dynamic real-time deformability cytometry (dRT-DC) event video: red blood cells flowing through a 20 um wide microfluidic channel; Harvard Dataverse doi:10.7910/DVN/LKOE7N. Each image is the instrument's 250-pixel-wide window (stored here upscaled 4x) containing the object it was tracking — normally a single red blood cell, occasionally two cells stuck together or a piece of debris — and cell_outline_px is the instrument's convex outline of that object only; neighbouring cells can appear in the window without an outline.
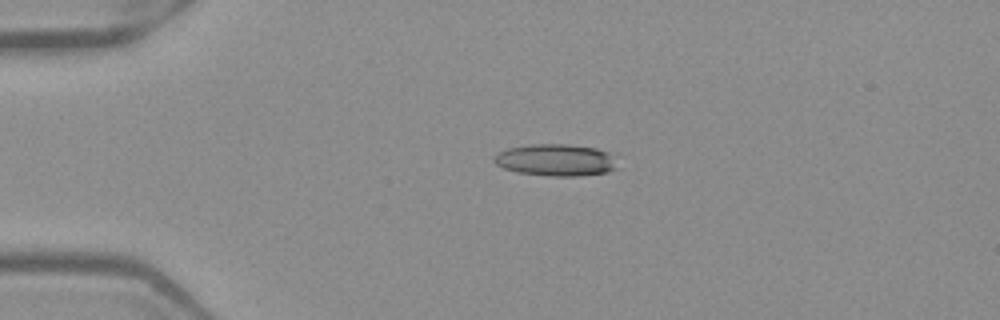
{"species": "Egyptian fruit bat (a non-hibernating species)", "species_latin": "Rousettus aegyptiacus", "temperature_condition": "warm", "stored_images_in_passage": 41, "camera_frame_rate_fps": 3000, "um_per_image_px": 0.085, "frame": {"image": 1, "passage_image": 1, "time_ms": 0.0, "image_size_px": [1000, 320], "cell_outline_px": [[616, 168], [608, 172], [576, 176], [548, 176], [516, 172], [504, 168], [496, 164], [492, 160], [496, 152], [508, 148], [532, 144], [568, 144], [596, 148], [608, 152]], "centroid_in_image_um": [47.16, 13.6], "position_along_channel_um": 37.8, "area_um2": 22.83}}
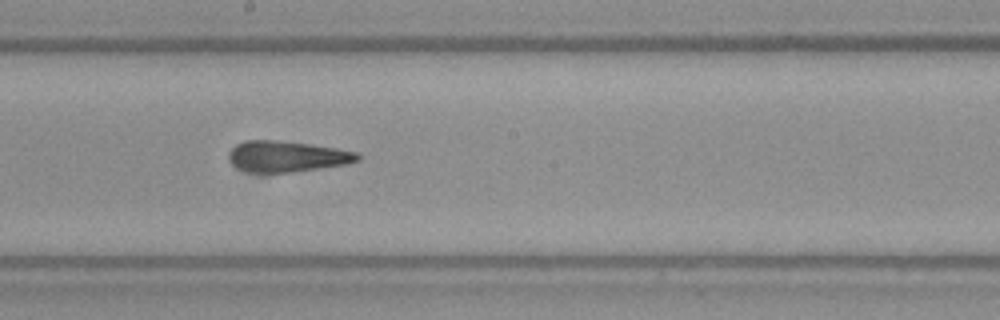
{"frame": {"image": 2, "passage_image": 18, "time_ms": 5.667, "image_size_px": [1000, 320], "cell_outline_px": [[360, 160], [348, 164], [292, 172], [248, 172], [236, 168], [228, 160], [228, 152], [236, 144], [248, 140], [280, 140], [336, 148], [360, 152]], "centroid_in_image_um": [24.39, 13.29], "position_along_channel_um": 223.8, "area_um2": 23.41}}
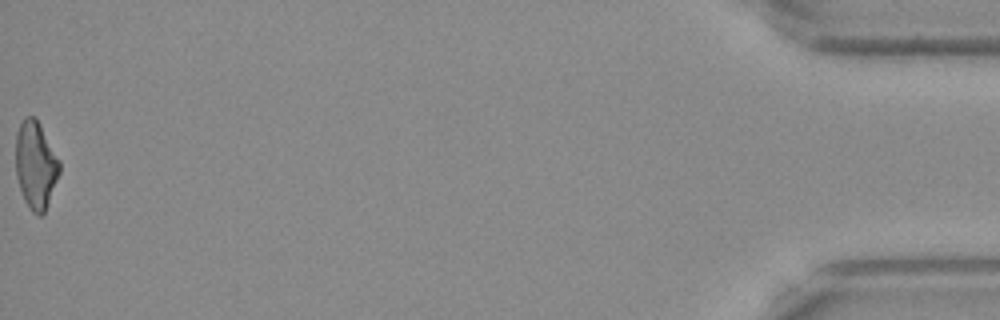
{"frame": {"image": 3, "passage_image": 41, "time_ms": 13.333, "image_size_px": [1000, 320], "cell_outline_px": [[60, 172], [44, 212], [40, 216], [32, 212], [24, 200], [16, 176], [16, 132], [24, 116], [36, 116], [60, 160]], "centroid_in_image_um": [3.03, 13.98], "position_along_channel_um": 432.2, "area_um2": 22.37}, "authors_computed_cell_mechanics": {"area_um2": 23.0622, "velocity_mm_per_s": 3.9798, "shape_relaxation_time_tau1_ms": null, "shape_relaxation_time_tau2_ms": 3.817, "deformation_change_tau1": null, "deformation_change_tau2": 0.1595}}